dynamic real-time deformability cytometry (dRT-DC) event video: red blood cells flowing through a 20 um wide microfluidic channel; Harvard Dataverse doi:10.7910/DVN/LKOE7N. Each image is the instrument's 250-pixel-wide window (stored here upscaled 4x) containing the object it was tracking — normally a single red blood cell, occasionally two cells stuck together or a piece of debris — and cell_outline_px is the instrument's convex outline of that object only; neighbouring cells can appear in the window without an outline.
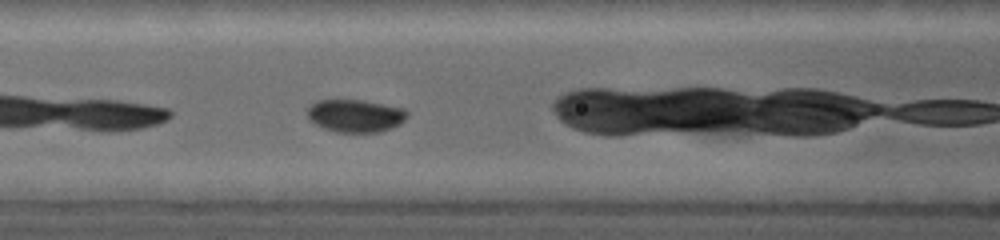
{"species": "common noctule bat (a hibernating species)", "species_latin": "Nyctalus noctula", "temperature_condition": "warm", "stored_images_in_passage": 27, "camera_frame_rate_fps": 5000, "um_per_image_px": 0.085, "animal": {"sex": "female", "body_mass_g": 19.0, "forearm_length_mm": 53.3}, "frame": {"image": 1, "passage_image": 5, "time_ms": 1.4, "image_size_px": [1000, 240], "cell_outline_px": [[408, 116], [400, 124], [392, 128], [380, 132], [336, 132], [324, 128], [308, 120], [308, 108], [316, 100], [364, 100], [404, 108], [408, 112]], "centroid_in_image_um": [30.22, 9.84], "position_along_channel_um": 136.4, "area_um2": 19.13}}